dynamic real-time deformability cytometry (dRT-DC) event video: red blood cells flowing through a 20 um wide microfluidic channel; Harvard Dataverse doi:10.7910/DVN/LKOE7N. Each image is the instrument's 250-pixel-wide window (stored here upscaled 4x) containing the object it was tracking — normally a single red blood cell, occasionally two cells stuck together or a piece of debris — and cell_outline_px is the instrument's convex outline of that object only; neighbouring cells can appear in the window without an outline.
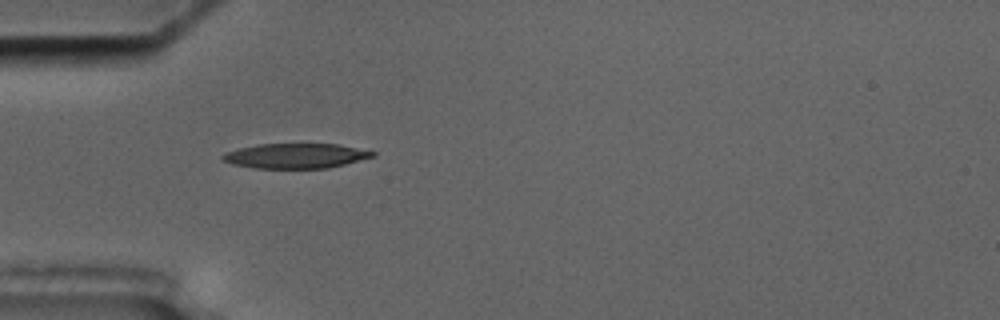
{"species": "common noctule bat (a hibernating species)", "species_latin": "Nyctalus noctula", "temperature_condition": "cold", "stored_images_in_passage": 3, "camera_frame_rate_fps": 3000, "um_per_image_px": 0.085, "animal": {"sex": "male", "body_mass_g": 17.5, "forearm_length_mm": 52.3}, "frame": {"image": 1, "passage_image": 1, "time_ms": 0.0, "image_size_px": [1000, 320], "cell_outline_px": [[376, 156], [328, 168], [252, 168], [232, 164], [220, 160], [220, 156], [224, 152], [240, 148], [260, 144], [340, 144], [376, 152]], "centroid_in_image_um": [25.1, 13.25], "position_along_channel_um": 59.9, "area_um2": 21.85}}